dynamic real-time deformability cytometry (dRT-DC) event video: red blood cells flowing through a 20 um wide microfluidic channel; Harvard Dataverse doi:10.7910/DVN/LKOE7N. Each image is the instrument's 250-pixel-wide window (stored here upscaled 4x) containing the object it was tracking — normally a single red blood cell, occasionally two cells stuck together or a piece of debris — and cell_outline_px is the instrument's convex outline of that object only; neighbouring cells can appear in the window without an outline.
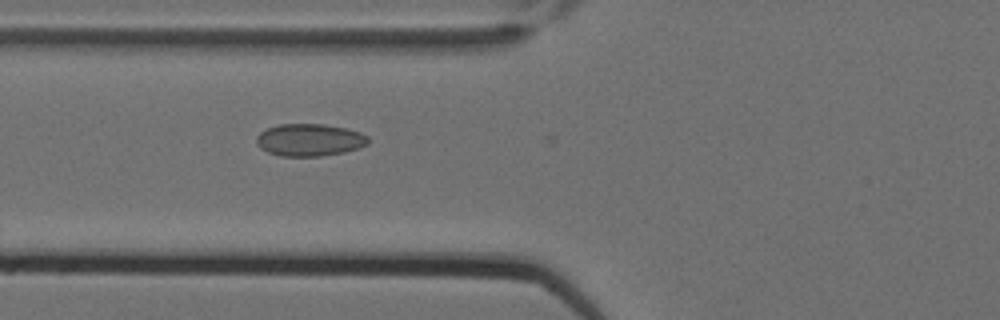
{"species": "Egyptian fruit bat (a non-hibernating species)", "species_latin": "Rousettus aegyptiacus", "temperature_condition": "cold", "stored_images_in_passage": 7, "camera_frame_rate_fps": 3000, "um_per_image_px": 0.085, "animal": {"sex": "female"}, "frame": {"image": 1, "passage_image": 7, "time_ms": 2.0, "image_size_px": [1000, 320], "cell_outline_px": [[368, 144], [344, 152], [320, 156], [280, 156], [268, 152], [260, 148], [256, 144], [256, 136], [260, 132], [268, 128], [280, 124], [324, 124], [348, 128], [360, 132], [368, 136]], "centroid_in_image_um": [26.3, 11.89], "position_along_channel_um": 99.5, "area_um2": 21.1}}